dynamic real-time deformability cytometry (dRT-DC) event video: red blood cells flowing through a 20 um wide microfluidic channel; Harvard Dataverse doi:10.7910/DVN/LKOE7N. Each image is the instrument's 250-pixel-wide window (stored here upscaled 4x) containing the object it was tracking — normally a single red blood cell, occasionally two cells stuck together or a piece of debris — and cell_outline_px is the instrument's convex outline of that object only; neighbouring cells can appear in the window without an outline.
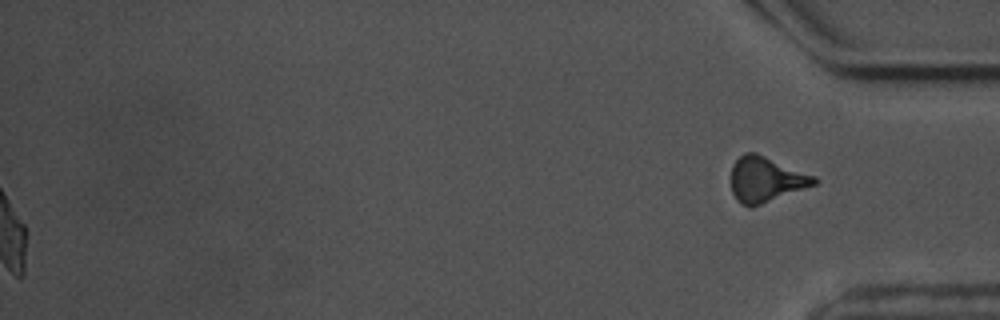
{"species": "common noctule bat (a hibernating species)", "species_latin": "Nyctalus noctula", "temperature_condition": "warm", "stored_images_in_passage": 59, "segment_of_instrument_passage": [2, 2], "camera_frame_rate_fps": 3000, "um_per_image_px": 0.085, "animal": {"sex": "male", "body_mass_g": 17.5, "forearm_length_mm": 52.3}, "frame": {"image": 1, "passage_image": 59, "time_ms": 19.333, "image_size_px": [1000, 320], "cell_outline_px": [[820, 180], [816, 184], [752, 208], [748, 208], [736, 200], [732, 192], [732, 164], [744, 152], [756, 152], [816, 176]], "centroid_in_image_um": [65.1, 15.26], "position_along_channel_um": 370.1, "area_um2": 22.14}}